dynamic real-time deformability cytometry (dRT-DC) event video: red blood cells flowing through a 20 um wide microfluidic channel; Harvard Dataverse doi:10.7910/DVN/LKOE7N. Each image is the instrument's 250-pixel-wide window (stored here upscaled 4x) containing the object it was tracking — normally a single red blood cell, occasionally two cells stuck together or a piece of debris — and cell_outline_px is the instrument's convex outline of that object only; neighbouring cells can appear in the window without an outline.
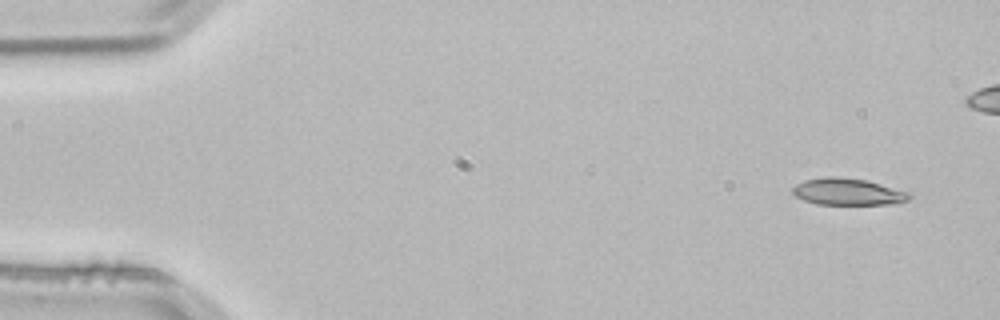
{"species": "common noctule bat (a hibernating species)", "species_latin": "Nyctalus noctula", "temperature_condition": "room temperature", "stored_images_in_passage": 4, "camera_frame_rate_fps": 3000, "um_per_image_px": 0.085, "animal": {"sex": "male", "body_mass_g": 21.5, "forearm_length_mm": 52.0}, "frame": {"image": 1, "passage_image": 1, "time_ms": 0.0, "image_size_px": [1000, 320], "cell_outline_px": [[912, 196], [908, 200], [888, 204], [816, 204], [804, 200], [796, 196], [792, 192], [792, 188], [796, 184], [804, 180], [828, 176], [836, 176], [868, 180], [912, 192]], "centroid_in_image_um": [72.1, 16.29], "position_along_channel_um": 12.9, "area_um2": 18.38}}